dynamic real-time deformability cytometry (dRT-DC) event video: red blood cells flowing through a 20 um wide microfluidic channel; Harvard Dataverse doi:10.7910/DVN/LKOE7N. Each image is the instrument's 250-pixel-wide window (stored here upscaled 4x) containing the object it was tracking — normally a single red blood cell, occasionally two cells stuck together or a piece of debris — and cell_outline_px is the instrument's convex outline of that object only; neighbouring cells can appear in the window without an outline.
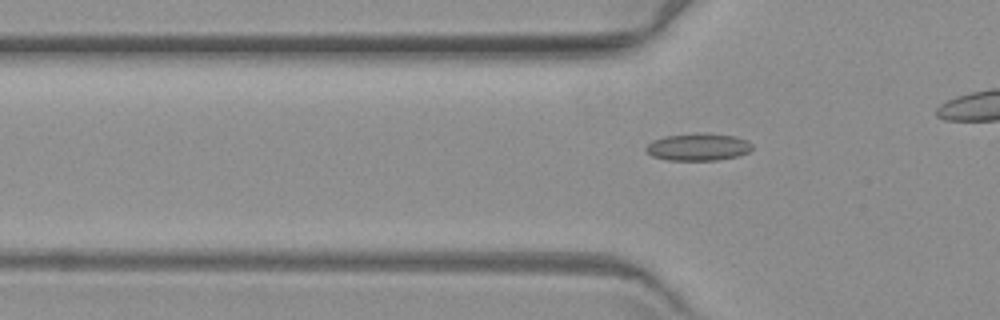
{"species": "common noctule bat (a hibernating species)", "species_latin": "Nyctalus noctula", "temperature_condition": "warm", "stored_images_in_passage": 6, "camera_frame_rate_fps": 3000, "um_per_image_px": 0.085, "animal": {"sex": "female", "body_mass_g": 19.3, "forearm_length_mm": 54.1}, "frame": {"image": 1, "passage_image": 4, "time_ms": 3.333, "image_size_px": [1000, 320], "cell_outline_px": [[636, 272], [628, 276], [624, 276], [524, 272], [464, 268], [464, 264], [492, 260], [600, 264], [620, 268]], "centroid_in_image_um": [46.75, 22.76], "position_along_channel_um": 79.1, "area_um2": 11.73}}